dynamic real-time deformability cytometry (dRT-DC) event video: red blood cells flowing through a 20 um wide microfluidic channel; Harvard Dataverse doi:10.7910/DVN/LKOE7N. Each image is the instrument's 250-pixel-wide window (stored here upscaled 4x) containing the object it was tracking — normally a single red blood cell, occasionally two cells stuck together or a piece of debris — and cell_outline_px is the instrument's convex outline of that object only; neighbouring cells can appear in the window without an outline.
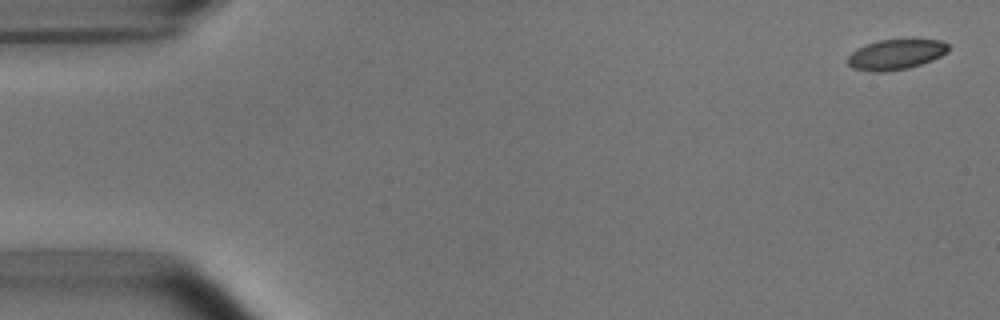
{"species": "common noctule bat (a hibernating species)", "species_latin": "Nyctalus noctula", "temperature_condition": "room temperature", "stored_images_in_passage": 6, "camera_frame_rate_fps": 3000, "um_per_image_px": 0.085, "animal": {"sex": "male", "body_mass_g": 15.6}, "frame": {"image": 1, "passage_image": 1, "time_ms": 0.0, "image_size_px": [1000, 320], "cell_outline_px": [[948, 52], [932, 60], [908, 68], [884, 72], [872, 72], [852, 68], [848, 64], [848, 56], [856, 48], [880, 40], [940, 40], [948, 44]], "centroid_in_image_um": [76.12, 4.64], "position_along_channel_um": 8.9, "area_um2": 17.57}}
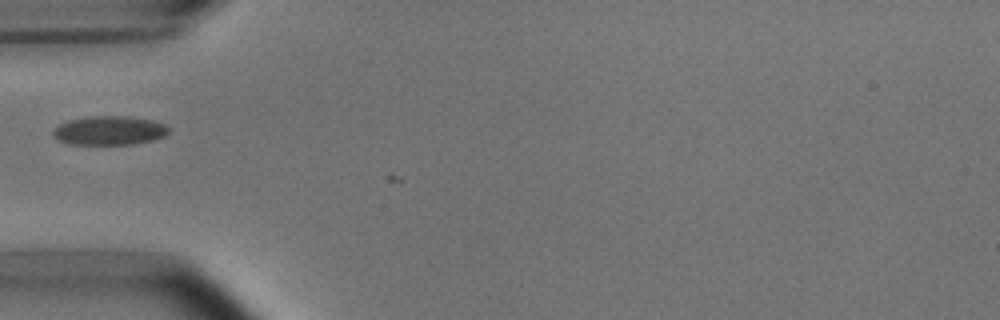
{"frame": {"image": 2, "passage_image": 5, "time_ms": 5.333, "image_size_px": [1000, 320], "cell_outline_px": [[168, 132], [164, 136], [152, 140], [132, 144], [68, 144], [60, 140], [52, 132], [60, 124], [68, 120], [88, 116], [128, 116], [152, 120], [164, 124], [168, 128]], "centroid_in_image_um": [9.3, 11.08], "position_along_channel_um": 75.7, "area_um2": 19.31}}